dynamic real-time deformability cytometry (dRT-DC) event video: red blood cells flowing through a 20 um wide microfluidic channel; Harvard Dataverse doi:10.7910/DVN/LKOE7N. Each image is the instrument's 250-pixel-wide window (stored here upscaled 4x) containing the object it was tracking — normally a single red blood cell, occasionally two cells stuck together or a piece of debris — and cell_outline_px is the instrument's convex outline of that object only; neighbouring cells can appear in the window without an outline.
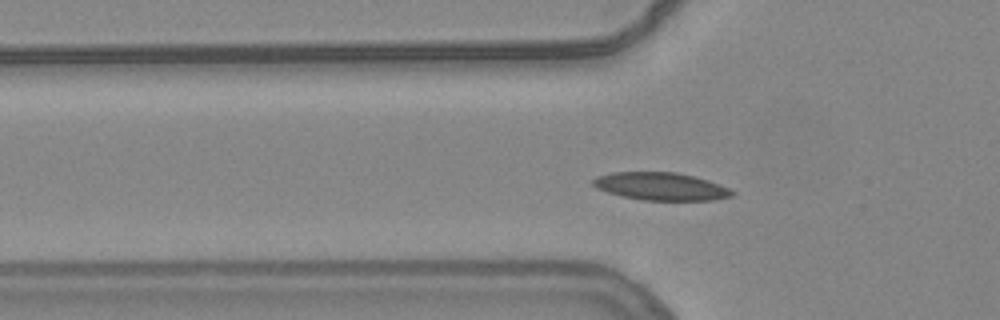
{"species": "common noctule bat (a hibernating species)", "species_latin": "Nyctalus noctula", "temperature_condition": "warm", "stored_images_in_passage": 51, "camera_frame_rate_fps": 3000, "um_per_image_px": 0.085, "animal": {"sex": "female", "body_mass_g": 24.6, "forearm_length_mm": 56.2}, "frame": {"image": 1, "passage_image": 14, "time_ms": 4.333, "image_size_px": [1000, 320], "cell_outline_px": [[736, 192], [732, 196], [712, 200], [640, 200], [608, 192], [596, 188], [592, 184], [592, 180], [596, 176], [612, 172], [676, 172], [708, 180], [728, 188]], "centroid_in_image_um": [56.15, 15.84], "position_along_channel_um": 69.6, "area_um2": 22.37}}
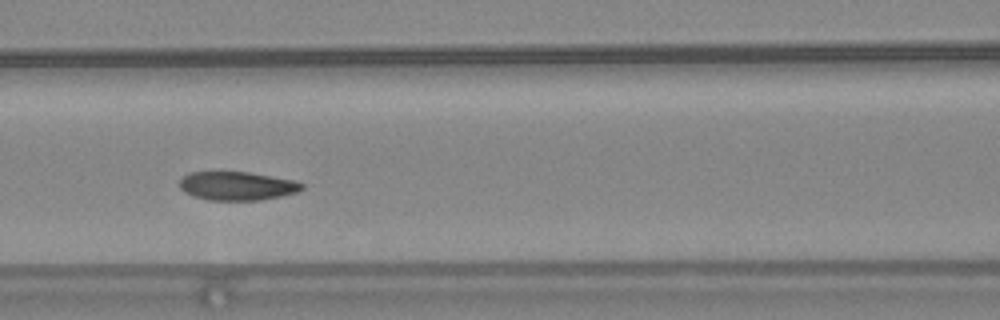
{"frame": {"image": 2, "passage_image": 20, "time_ms": 6.333, "image_size_px": [1000, 320], "cell_outline_px": [[304, 188], [296, 192], [280, 196], [260, 200], [208, 200], [192, 196], [184, 192], [180, 188], [180, 180], [188, 172], [248, 172], [296, 180], [304, 184]], "centroid_in_image_um": [20.15, 15.8], "position_along_channel_um": 146.5, "area_um2": 20.46}}
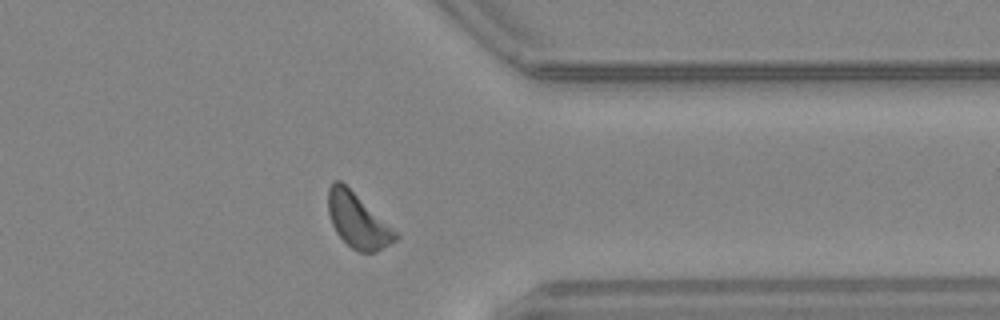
{"frame": {"image": 3, "passage_image": 39, "time_ms": 12.667, "image_size_px": [1000, 320], "cell_outline_px": [[400, 236], [396, 240], [376, 252], [360, 252], [352, 248], [336, 232], [332, 224], [328, 212], [328, 188], [332, 180], [340, 180], [400, 232]], "centroid_in_image_um": [30.44, 18.73], "position_along_channel_um": 381.0, "area_um2": 21.62}, "authors_computed_cell_mechanics": {"area_um2": 21.0392, "velocity_mm_per_s": 3.8134, "shape_relaxation_time_tau1_ms": 3.1673, "shape_relaxation_time_tau2_ms": null, "deformation_change_tau1": 0.1113, "deformation_change_tau2": null}}